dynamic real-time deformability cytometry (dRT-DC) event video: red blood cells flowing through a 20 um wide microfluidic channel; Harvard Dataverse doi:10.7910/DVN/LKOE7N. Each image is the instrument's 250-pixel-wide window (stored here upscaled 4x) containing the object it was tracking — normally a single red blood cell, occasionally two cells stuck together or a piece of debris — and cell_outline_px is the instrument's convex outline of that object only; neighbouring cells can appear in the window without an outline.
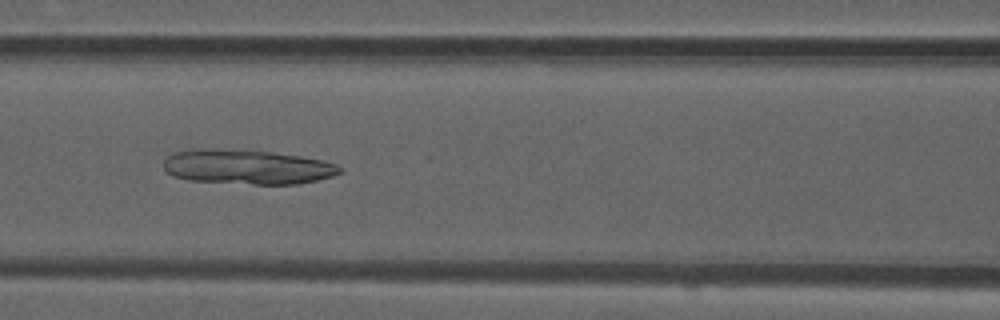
{"species": "common noctule bat (a hibernating species)", "species_latin": "Nyctalus noctula", "temperature_condition": "room temperature", "stored_images_in_passage": 52, "camera_frame_rate_fps": 3000, "um_per_image_px": 0.085, "animal": {"sex": "male", "forearm_length_mm": 52.5}, "frame": {"image": 1, "passage_image": 23, "time_ms": 7.333, "image_size_px": [1000, 320], "cell_outline_px": [[340, 172], [332, 176], [316, 180], [296, 184], [252, 184], [188, 180], [172, 176], [164, 168], [164, 160], [172, 152], [188, 148], [204, 148], [272, 152], [300, 156], [324, 160], [336, 164], [340, 168]], "centroid_in_image_um": [20.95, 14.18], "position_along_channel_um": 145.7, "area_um2": 35.55}}
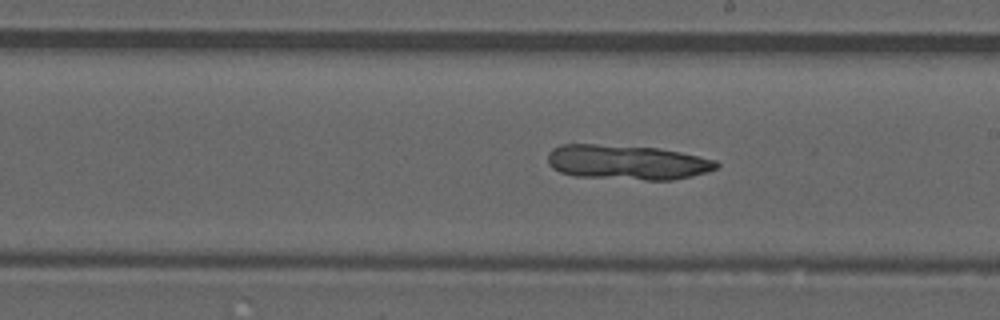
{"frame": {"image": 2, "passage_image": 30, "time_ms": 9.667, "image_size_px": [1000, 320], "cell_outline_px": [[720, 164], [716, 168], [708, 172], [692, 176], [672, 180], [644, 180], [576, 176], [560, 172], [552, 168], [548, 164], [548, 152], [552, 148], [560, 144], [596, 144], [656, 148], [680, 152], [716, 160]], "centroid_in_image_um": [53.28, 13.8], "position_along_channel_um": 235.7, "area_um2": 34.28}}
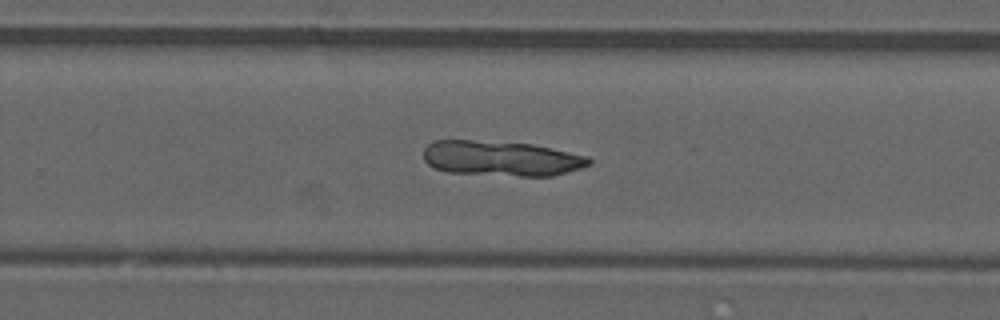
{"frame": {"image": 3, "passage_image": 34, "time_ms": 11.0, "image_size_px": [1000, 320], "cell_outline_px": [[592, 164], [580, 168], [552, 176], [520, 176], [448, 172], [436, 168], [428, 164], [424, 160], [424, 148], [428, 144], [436, 140], [448, 136], [532, 144], [588, 156], [592, 160]], "centroid_in_image_um": [42.53, 13.41], "position_along_channel_um": 287.3, "area_um2": 34.8}}